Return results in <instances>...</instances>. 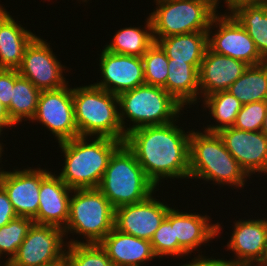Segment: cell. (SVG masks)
Here are the masks:
<instances>
[{"mask_svg": "<svg viewBox=\"0 0 267 266\" xmlns=\"http://www.w3.org/2000/svg\"><path fill=\"white\" fill-rule=\"evenodd\" d=\"M100 56L103 79L93 84L96 87L118 96L145 84L142 57L115 54L105 48Z\"/></svg>", "mask_w": 267, "mask_h": 266, "instance_id": "obj_15", "label": "cell"}, {"mask_svg": "<svg viewBox=\"0 0 267 266\" xmlns=\"http://www.w3.org/2000/svg\"><path fill=\"white\" fill-rule=\"evenodd\" d=\"M17 215L5 189L0 185V227L8 224Z\"/></svg>", "mask_w": 267, "mask_h": 266, "instance_id": "obj_36", "label": "cell"}, {"mask_svg": "<svg viewBox=\"0 0 267 266\" xmlns=\"http://www.w3.org/2000/svg\"><path fill=\"white\" fill-rule=\"evenodd\" d=\"M39 266H66L65 259L63 258L60 261L57 262H52V263H47Z\"/></svg>", "mask_w": 267, "mask_h": 266, "instance_id": "obj_40", "label": "cell"}, {"mask_svg": "<svg viewBox=\"0 0 267 266\" xmlns=\"http://www.w3.org/2000/svg\"><path fill=\"white\" fill-rule=\"evenodd\" d=\"M73 192L64 235L74 232L85 236L86 242L71 240L67 244L99 243L114 228L115 208L98 188L73 189Z\"/></svg>", "mask_w": 267, "mask_h": 266, "instance_id": "obj_7", "label": "cell"}, {"mask_svg": "<svg viewBox=\"0 0 267 266\" xmlns=\"http://www.w3.org/2000/svg\"><path fill=\"white\" fill-rule=\"evenodd\" d=\"M78 136L108 137L124 143L118 96L91 84L72 89Z\"/></svg>", "mask_w": 267, "mask_h": 266, "instance_id": "obj_4", "label": "cell"}, {"mask_svg": "<svg viewBox=\"0 0 267 266\" xmlns=\"http://www.w3.org/2000/svg\"><path fill=\"white\" fill-rule=\"evenodd\" d=\"M261 131L267 136V111H266L265 118L263 120V126H262Z\"/></svg>", "mask_w": 267, "mask_h": 266, "instance_id": "obj_41", "label": "cell"}, {"mask_svg": "<svg viewBox=\"0 0 267 266\" xmlns=\"http://www.w3.org/2000/svg\"><path fill=\"white\" fill-rule=\"evenodd\" d=\"M38 169V170H37ZM0 185L8 194L17 216L33 219L39 208L41 169L4 171L0 175Z\"/></svg>", "mask_w": 267, "mask_h": 266, "instance_id": "obj_17", "label": "cell"}, {"mask_svg": "<svg viewBox=\"0 0 267 266\" xmlns=\"http://www.w3.org/2000/svg\"><path fill=\"white\" fill-rule=\"evenodd\" d=\"M64 66L57 60L50 45L35 37L27 46L21 66L17 69L19 75L31 81L40 91L54 90L65 85Z\"/></svg>", "mask_w": 267, "mask_h": 266, "instance_id": "obj_12", "label": "cell"}, {"mask_svg": "<svg viewBox=\"0 0 267 266\" xmlns=\"http://www.w3.org/2000/svg\"><path fill=\"white\" fill-rule=\"evenodd\" d=\"M209 216L180 212L170 208L166 219L174 226L175 238L178 244L189 254L201 244L216 237L222 228L220 224L209 223Z\"/></svg>", "mask_w": 267, "mask_h": 266, "instance_id": "obj_20", "label": "cell"}, {"mask_svg": "<svg viewBox=\"0 0 267 266\" xmlns=\"http://www.w3.org/2000/svg\"><path fill=\"white\" fill-rule=\"evenodd\" d=\"M64 231L51 225L33 223L27 236L9 261L10 266H39L64 258Z\"/></svg>", "mask_w": 267, "mask_h": 266, "instance_id": "obj_11", "label": "cell"}, {"mask_svg": "<svg viewBox=\"0 0 267 266\" xmlns=\"http://www.w3.org/2000/svg\"><path fill=\"white\" fill-rule=\"evenodd\" d=\"M190 177L239 188L244 186L249 176L228 152L217 132L192 130L189 140Z\"/></svg>", "mask_w": 267, "mask_h": 266, "instance_id": "obj_3", "label": "cell"}, {"mask_svg": "<svg viewBox=\"0 0 267 266\" xmlns=\"http://www.w3.org/2000/svg\"><path fill=\"white\" fill-rule=\"evenodd\" d=\"M66 266H114L99 243L67 244Z\"/></svg>", "mask_w": 267, "mask_h": 266, "instance_id": "obj_30", "label": "cell"}, {"mask_svg": "<svg viewBox=\"0 0 267 266\" xmlns=\"http://www.w3.org/2000/svg\"><path fill=\"white\" fill-rule=\"evenodd\" d=\"M150 243L156 257L182 256L188 253L178 244L175 238L174 226L165 218L153 234Z\"/></svg>", "mask_w": 267, "mask_h": 266, "instance_id": "obj_33", "label": "cell"}, {"mask_svg": "<svg viewBox=\"0 0 267 266\" xmlns=\"http://www.w3.org/2000/svg\"><path fill=\"white\" fill-rule=\"evenodd\" d=\"M17 69H0V101L8 108L15 80L19 77Z\"/></svg>", "mask_w": 267, "mask_h": 266, "instance_id": "obj_35", "label": "cell"}, {"mask_svg": "<svg viewBox=\"0 0 267 266\" xmlns=\"http://www.w3.org/2000/svg\"><path fill=\"white\" fill-rule=\"evenodd\" d=\"M217 133L248 176L267 173V136L262 131H244L232 126Z\"/></svg>", "mask_w": 267, "mask_h": 266, "instance_id": "obj_14", "label": "cell"}, {"mask_svg": "<svg viewBox=\"0 0 267 266\" xmlns=\"http://www.w3.org/2000/svg\"><path fill=\"white\" fill-rule=\"evenodd\" d=\"M245 62L206 49L199 68L200 94L226 91L248 67Z\"/></svg>", "mask_w": 267, "mask_h": 266, "instance_id": "obj_18", "label": "cell"}, {"mask_svg": "<svg viewBox=\"0 0 267 266\" xmlns=\"http://www.w3.org/2000/svg\"><path fill=\"white\" fill-rule=\"evenodd\" d=\"M3 127L5 128V126H4L3 124L0 123V135H1V132L3 131V130H2ZM2 151H4V150H3V147H2V145H1V143H0V154H1V155H2Z\"/></svg>", "mask_w": 267, "mask_h": 266, "instance_id": "obj_43", "label": "cell"}, {"mask_svg": "<svg viewBox=\"0 0 267 266\" xmlns=\"http://www.w3.org/2000/svg\"><path fill=\"white\" fill-rule=\"evenodd\" d=\"M51 173L41 169L39 208L33 221L36 224L64 229L69 219L70 195L73 189L69 188L59 176Z\"/></svg>", "mask_w": 267, "mask_h": 266, "instance_id": "obj_16", "label": "cell"}, {"mask_svg": "<svg viewBox=\"0 0 267 266\" xmlns=\"http://www.w3.org/2000/svg\"><path fill=\"white\" fill-rule=\"evenodd\" d=\"M145 84L163 87L168 76L166 52L155 42L142 56Z\"/></svg>", "mask_w": 267, "mask_h": 266, "instance_id": "obj_32", "label": "cell"}, {"mask_svg": "<svg viewBox=\"0 0 267 266\" xmlns=\"http://www.w3.org/2000/svg\"><path fill=\"white\" fill-rule=\"evenodd\" d=\"M146 22V30L131 26L120 29L105 49L115 54L142 57L155 43L149 16Z\"/></svg>", "mask_w": 267, "mask_h": 266, "instance_id": "obj_27", "label": "cell"}, {"mask_svg": "<svg viewBox=\"0 0 267 266\" xmlns=\"http://www.w3.org/2000/svg\"><path fill=\"white\" fill-rule=\"evenodd\" d=\"M215 4H219V0H213ZM225 3L227 4V7L229 6V0H225Z\"/></svg>", "mask_w": 267, "mask_h": 266, "instance_id": "obj_44", "label": "cell"}, {"mask_svg": "<svg viewBox=\"0 0 267 266\" xmlns=\"http://www.w3.org/2000/svg\"><path fill=\"white\" fill-rule=\"evenodd\" d=\"M40 92L31 81L22 76L15 80L10 106L7 108L9 117L15 125L26 118L29 121L33 119Z\"/></svg>", "mask_w": 267, "mask_h": 266, "instance_id": "obj_28", "label": "cell"}, {"mask_svg": "<svg viewBox=\"0 0 267 266\" xmlns=\"http://www.w3.org/2000/svg\"><path fill=\"white\" fill-rule=\"evenodd\" d=\"M198 257V258H197ZM194 257L193 261L190 263L181 265V266H239L237 264H234L233 262L222 260V259H213V258H206L205 256L202 257V255Z\"/></svg>", "mask_w": 267, "mask_h": 266, "instance_id": "obj_37", "label": "cell"}, {"mask_svg": "<svg viewBox=\"0 0 267 266\" xmlns=\"http://www.w3.org/2000/svg\"><path fill=\"white\" fill-rule=\"evenodd\" d=\"M65 85L54 90L41 91L37 111L32 119L39 121L57 137L58 143L78 136L74 117L72 89Z\"/></svg>", "mask_w": 267, "mask_h": 266, "instance_id": "obj_9", "label": "cell"}, {"mask_svg": "<svg viewBox=\"0 0 267 266\" xmlns=\"http://www.w3.org/2000/svg\"><path fill=\"white\" fill-rule=\"evenodd\" d=\"M122 143L108 137L88 143L87 136L60 142L65 165L58 176L71 189L98 188L111 155Z\"/></svg>", "mask_w": 267, "mask_h": 266, "instance_id": "obj_2", "label": "cell"}, {"mask_svg": "<svg viewBox=\"0 0 267 266\" xmlns=\"http://www.w3.org/2000/svg\"><path fill=\"white\" fill-rule=\"evenodd\" d=\"M205 107L209 108L212 117L218 122L217 125H208L207 132H218L221 129L232 127L238 112L243 104L229 91H219L206 96L203 100ZM222 124V125H221Z\"/></svg>", "mask_w": 267, "mask_h": 266, "instance_id": "obj_29", "label": "cell"}, {"mask_svg": "<svg viewBox=\"0 0 267 266\" xmlns=\"http://www.w3.org/2000/svg\"><path fill=\"white\" fill-rule=\"evenodd\" d=\"M239 1H267V0H229V5L232 3H237Z\"/></svg>", "mask_w": 267, "mask_h": 266, "instance_id": "obj_42", "label": "cell"}, {"mask_svg": "<svg viewBox=\"0 0 267 266\" xmlns=\"http://www.w3.org/2000/svg\"><path fill=\"white\" fill-rule=\"evenodd\" d=\"M267 242V220H238L235 223L227 249L236 254L235 260H228L239 266H254L260 262Z\"/></svg>", "mask_w": 267, "mask_h": 266, "instance_id": "obj_19", "label": "cell"}, {"mask_svg": "<svg viewBox=\"0 0 267 266\" xmlns=\"http://www.w3.org/2000/svg\"><path fill=\"white\" fill-rule=\"evenodd\" d=\"M227 91L243 105L267 101V61L258 65H249Z\"/></svg>", "mask_w": 267, "mask_h": 266, "instance_id": "obj_26", "label": "cell"}, {"mask_svg": "<svg viewBox=\"0 0 267 266\" xmlns=\"http://www.w3.org/2000/svg\"><path fill=\"white\" fill-rule=\"evenodd\" d=\"M0 123L3 124L5 127L14 126V123L9 117L7 108L2 104L1 101H0Z\"/></svg>", "mask_w": 267, "mask_h": 266, "instance_id": "obj_38", "label": "cell"}, {"mask_svg": "<svg viewBox=\"0 0 267 266\" xmlns=\"http://www.w3.org/2000/svg\"><path fill=\"white\" fill-rule=\"evenodd\" d=\"M174 122L134 129L124 141L156 186L164 178L189 179L190 132Z\"/></svg>", "mask_w": 267, "mask_h": 266, "instance_id": "obj_1", "label": "cell"}, {"mask_svg": "<svg viewBox=\"0 0 267 266\" xmlns=\"http://www.w3.org/2000/svg\"><path fill=\"white\" fill-rule=\"evenodd\" d=\"M149 14L153 37L208 31L217 7L213 0H159Z\"/></svg>", "mask_w": 267, "mask_h": 266, "instance_id": "obj_8", "label": "cell"}, {"mask_svg": "<svg viewBox=\"0 0 267 266\" xmlns=\"http://www.w3.org/2000/svg\"><path fill=\"white\" fill-rule=\"evenodd\" d=\"M33 223L31 218L17 216L0 227V258L3 253H6L10 255L7 262L12 260Z\"/></svg>", "mask_w": 267, "mask_h": 266, "instance_id": "obj_31", "label": "cell"}, {"mask_svg": "<svg viewBox=\"0 0 267 266\" xmlns=\"http://www.w3.org/2000/svg\"><path fill=\"white\" fill-rule=\"evenodd\" d=\"M35 37L18 25L0 4V69H18L27 46Z\"/></svg>", "mask_w": 267, "mask_h": 266, "instance_id": "obj_22", "label": "cell"}, {"mask_svg": "<svg viewBox=\"0 0 267 266\" xmlns=\"http://www.w3.org/2000/svg\"><path fill=\"white\" fill-rule=\"evenodd\" d=\"M156 200L151 194L141 202L116 208L114 228L122 233L150 241L170 209L168 205Z\"/></svg>", "mask_w": 267, "mask_h": 266, "instance_id": "obj_13", "label": "cell"}, {"mask_svg": "<svg viewBox=\"0 0 267 266\" xmlns=\"http://www.w3.org/2000/svg\"><path fill=\"white\" fill-rule=\"evenodd\" d=\"M156 187L134 153L122 143L111 155L98 189L116 209L145 200Z\"/></svg>", "mask_w": 267, "mask_h": 266, "instance_id": "obj_5", "label": "cell"}, {"mask_svg": "<svg viewBox=\"0 0 267 266\" xmlns=\"http://www.w3.org/2000/svg\"><path fill=\"white\" fill-rule=\"evenodd\" d=\"M4 266H10L9 262L6 261V263L3 264ZM1 266V265H0Z\"/></svg>", "mask_w": 267, "mask_h": 266, "instance_id": "obj_45", "label": "cell"}, {"mask_svg": "<svg viewBox=\"0 0 267 266\" xmlns=\"http://www.w3.org/2000/svg\"><path fill=\"white\" fill-rule=\"evenodd\" d=\"M163 88L183 106L197 103V95L200 93L199 68L169 59L168 76Z\"/></svg>", "mask_w": 267, "mask_h": 266, "instance_id": "obj_25", "label": "cell"}, {"mask_svg": "<svg viewBox=\"0 0 267 266\" xmlns=\"http://www.w3.org/2000/svg\"><path fill=\"white\" fill-rule=\"evenodd\" d=\"M257 265L254 266H267V242L265 247L264 255L259 263H256Z\"/></svg>", "mask_w": 267, "mask_h": 266, "instance_id": "obj_39", "label": "cell"}, {"mask_svg": "<svg viewBox=\"0 0 267 266\" xmlns=\"http://www.w3.org/2000/svg\"><path fill=\"white\" fill-rule=\"evenodd\" d=\"M118 102L119 118L125 134L145 126L167 124L174 118L176 121V116L185 107L163 87L147 84L119 94ZM125 116L133 122L129 128L125 126Z\"/></svg>", "mask_w": 267, "mask_h": 266, "instance_id": "obj_6", "label": "cell"}, {"mask_svg": "<svg viewBox=\"0 0 267 266\" xmlns=\"http://www.w3.org/2000/svg\"><path fill=\"white\" fill-rule=\"evenodd\" d=\"M231 15L254 41L267 61V1H239L228 6Z\"/></svg>", "mask_w": 267, "mask_h": 266, "instance_id": "obj_23", "label": "cell"}, {"mask_svg": "<svg viewBox=\"0 0 267 266\" xmlns=\"http://www.w3.org/2000/svg\"><path fill=\"white\" fill-rule=\"evenodd\" d=\"M267 111V101L244 104L238 112L234 128L244 131H261Z\"/></svg>", "mask_w": 267, "mask_h": 266, "instance_id": "obj_34", "label": "cell"}, {"mask_svg": "<svg viewBox=\"0 0 267 266\" xmlns=\"http://www.w3.org/2000/svg\"><path fill=\"white\" fill-rule=\"evenodd\" d=\"M114 266H141L156 257L150 241L113 228L100 242Z\"/></svg>", "mask_w": 267, "mask_h": 266, "instance_id": "obj_21", "label": "cell"}, {"mask_svg": "<svg viewBox=\"0 0 267 266\" xmlns=\"http://www.w3.org/2000/svg\"><path fill=\"white\" fill-rule=\"evenodd\" d=\"M166 52L168 59L192 64L200 68L205 51L208 48V31L171 35L154 38Z\"/></svg>", "mask_w": 267, "mask_h": 266, "instance_id": "obj_24", "label": "cell"}, {"mask_svg": "<svg viewBox=\"0 0 267 266\" xmlns=\"http://www.w3.org/2000/svg\"><path fill=\"white\" fill-rule=\"evenodd\" d=\"M214 24L216 27L218 25L219 29L211 35L210 30ZM208 48L215 53L245 62L247 65L265 62L254 41L230 13L219 16L217 13L213 17L208 30Z\"/></svg>", "mask_w": 267, "mask_h": 266, "instance_id": "obj_10", "label": "cell"}]
</instances>
